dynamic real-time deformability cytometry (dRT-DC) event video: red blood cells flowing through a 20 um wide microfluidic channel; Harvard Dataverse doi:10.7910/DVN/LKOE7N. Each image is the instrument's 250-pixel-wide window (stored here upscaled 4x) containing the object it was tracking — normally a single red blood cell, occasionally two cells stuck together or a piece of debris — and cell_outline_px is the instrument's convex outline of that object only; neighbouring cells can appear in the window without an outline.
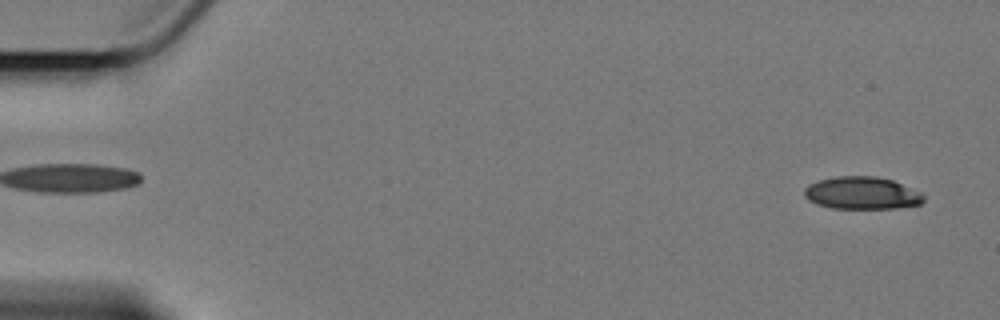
{"species": "Egyptian fruit bat (a non-hibernating species)", "species_latin": "Rousettus aegyptiacus", "temperature_condition": "cold", "stored_images_in_passage": 58, "camera_frame_rate_fps": 3000, "um_per_image_px": 0.085, "animal": {"sex": "female"}, "frame": {"image": 1, "passage_image": 2, "time_ms": 0.333, "image_size_px": [1000, 320], "cell_outline_px": [[924, 200], [920, 204], [896, 208], [832, 208], [816, 204], [808, 200], [804, 196], [804, 188], [808, 184], [820, 180], [836, 176], [876, 176], [892, 180], [920, 192], [924, 196]], "centroid_in_image_um": [73.23, 16.41], "position_along_channel_um": 11.8, "area_um2": 22.54}}
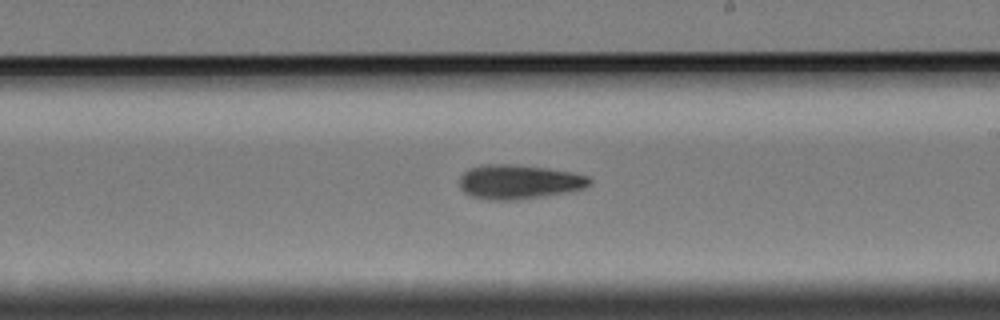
{"frame": {"image": 2, "passage_image": 34, "time_ms": 11.0, "image_size_px": [1000, 320], "cell_outline_px": [[592, 180], [584, 188], [564, 192], [540, 196], [508, 200], [496, 200], [472, 196], [464, 192], [460, 188], [460, 176], [468, 168], [480, 164], [516, 164], [548, 168], [572, 172], [588, 176]], "centroid_in_image_um": [44.06, 15.42], "position_along_channel_um": 244.9, "area_um2": 25.78}}
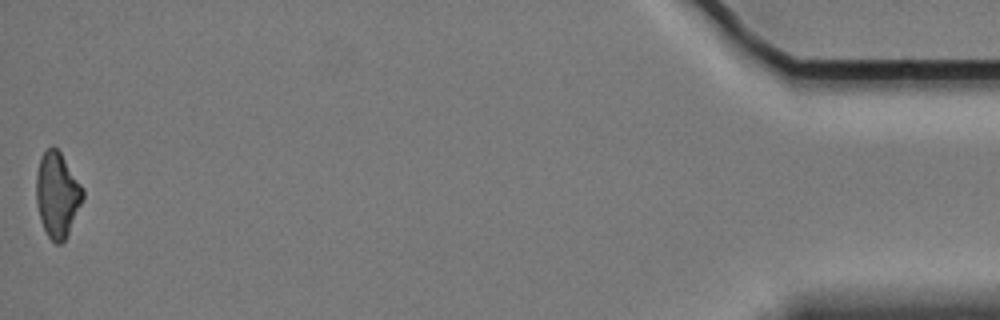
{"frame": {"image": 3, "passage_image": 58, "time_ms": 19.0, "image_size_px": [1000, 320], "cell_outline_px": [[84, 200], [64, 240], [60, 244], [56, 244], [48, 236], [40, 220], [36, 204], [36, 172], [40, 156], [52, 144], [60, 152], [84, 188]], "centroid_in_image_um": [4.86, 16.53], "position_along_channel_um": 430.3, "area_um2": 23.24}, "authors_computed_cell_mechanics": {"area_um2": 24.5072, "velocity_mm_per_s": 3.4141, "shape_relaxation_time_tau1_ms": 5.0757, "shape_relaxation_time_tau2_ms": 6.9816, "deformation_change_tau1": 0.1333, "deformation_change_tau2": 0.1605}}